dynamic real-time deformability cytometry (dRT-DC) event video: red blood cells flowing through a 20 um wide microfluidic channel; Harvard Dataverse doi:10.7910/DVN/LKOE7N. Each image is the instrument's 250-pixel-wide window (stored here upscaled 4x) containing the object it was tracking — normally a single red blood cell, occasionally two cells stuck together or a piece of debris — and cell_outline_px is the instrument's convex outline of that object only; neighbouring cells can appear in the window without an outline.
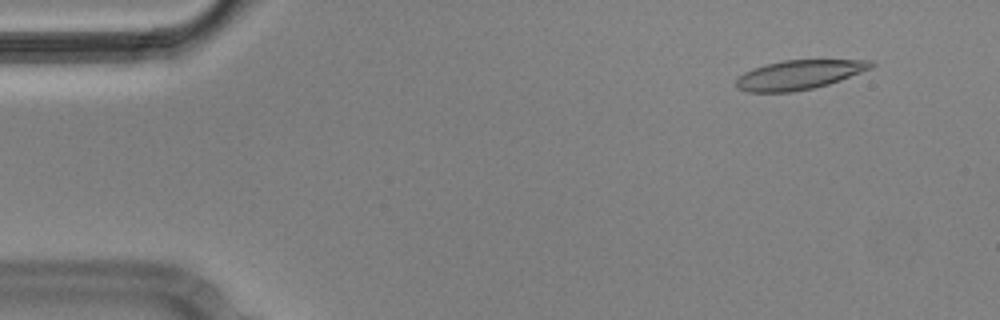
{"species": "Egyptian fruit bat (a non-hibernating species)", "species_latin": "Rousettus aegyptiacus", "temperature_condition": "cold", "stored_images_in_passage": 4, "camera_frame_rate_fps": 3000, "um_per_image_px": 0.085, "animal": {"sex": "male"}, "frame": {"image": 1, "passage_image": 1, "time_ms": 0.0, "image_size_px": [1000, 320], "cell_outline_px": [[876, 64], [872, 68], [840, 80], [828, 84], [812, 88], [792, 92], [748, 92], [736, 88], [736, 80], [744, 72], [752, 68], [764, 64], [784, 60], [872, 60]], "centroid_in_image_um": [67.91, 6.35], "position_along_channel_um": 17.1, "area_um2": 23.06}}
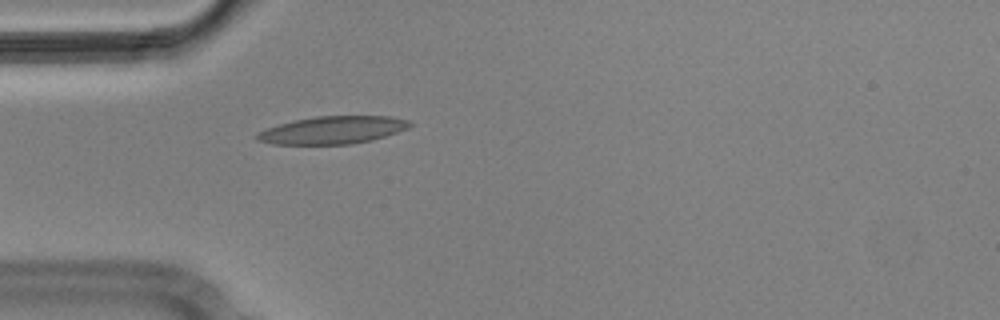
{"frame": {"image": 2, "passage_image": 4, "time_ms": 1.0, "image_size_px": [1000, 320], "cell_outline_px": [[412, 124], [408, 128], [372, 140], [352, 144], [272, 144], [256, 140], [256, 132], [280, 124], [296, 120], [316, 116], [392, 116], [408, 120]], "centroid_in_image_um": [28.27, 11.05], "position_along_channel_um": 56.7, "area_um2": 24.45}}